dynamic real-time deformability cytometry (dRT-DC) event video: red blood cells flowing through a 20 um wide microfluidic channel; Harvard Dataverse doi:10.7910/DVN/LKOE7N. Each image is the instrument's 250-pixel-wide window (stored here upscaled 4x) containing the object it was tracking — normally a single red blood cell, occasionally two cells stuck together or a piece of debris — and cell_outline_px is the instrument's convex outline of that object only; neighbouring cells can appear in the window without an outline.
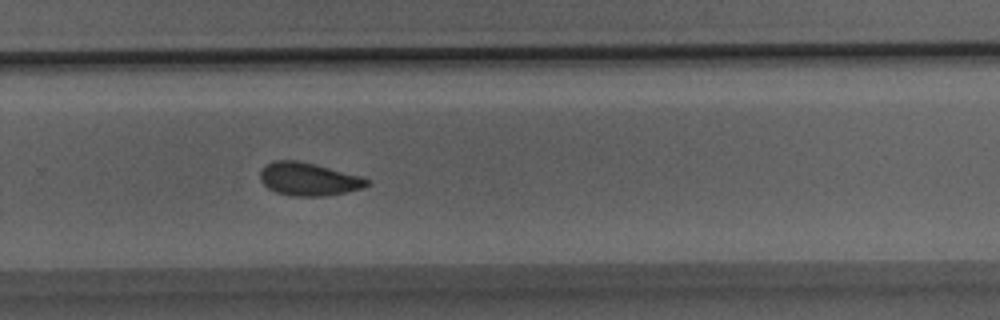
{"species": "Egyptian fruit bat (a non-hibernating species)", "species_latin": "Rousettus aegyptiacus", "temperature_condition": "room temperature", "stored_images_in_passage": 22, "camera_frame_rate_fps": 3000, "um_per_image_px": 0.085, "animal": {"sex": "male"}, "frame": {"image": 1, "passage_image": 22, "time_ms": 7.0, "image_size_px": [1000, 320], "cell_outline_px": [[372, 184], [364, 188], [324, 196], [292, 196], [276, 192], [268, 188], [260, 180], [260, 172], [264, 164], [272, 160], [296, 160], [316, 164], [360, 176], [372, 180]], "centroid_in_image_um": [26.23, 15.22], "position_along_channel_um": 303.6, "area_um2": 20.75}}